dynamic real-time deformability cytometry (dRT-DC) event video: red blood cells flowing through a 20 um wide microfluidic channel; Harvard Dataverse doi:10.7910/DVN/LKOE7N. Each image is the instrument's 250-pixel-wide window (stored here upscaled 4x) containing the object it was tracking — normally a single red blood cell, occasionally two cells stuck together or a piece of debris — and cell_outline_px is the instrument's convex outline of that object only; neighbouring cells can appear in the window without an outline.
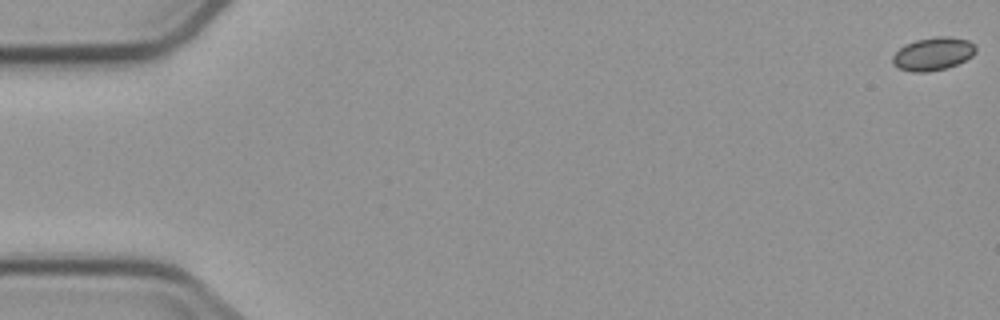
{"species": "common noctule bat (a hibernating species)", "species_latin": "Nyctalus noctula", "temperature_condition": "cold", "stored_images_in_passage": 5, "camera_frame_rate_fps": 3000, "um_per_image_px": 0.085, "animal": {"sex": "male", "body_mass_g": 23.1, "forearm_length_mm": 52.7}, "frame": {"image": 1, "passage_image": 1, "time_ms": 0.0, "image_size_px": [1000, 320], "cell_outline_px": [[976, 52], [972, 56], [948, 68], [928, 72], [912, 72], [900, 68], [892, 64], [892, 56], [904, 44], [916, 40], [936, 36], [948, 36], [968, 40], [976, 48]], "centroid_in_image_um": [79.29, 4.58], "position_along_channel_um": 5.7, "area_um2": 16.01}}